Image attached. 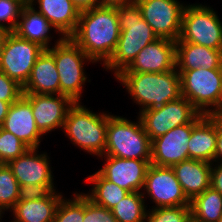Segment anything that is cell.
Returning <instances> with one entry per match:
<instances>
[{
	"instance_id": "1",
	"label": "cell",
	"mask_w": 222,
	"mask_h": 222,
	"mask_svg": "<svg viewBox=\"0 0 222 222\" xmlns=\"http://www.w3.org/2000/svg\"><path fill=\"white\" fill-rule=\"evenodd\" d=\"M120 36L115 5H100L80 12L70 37L95 64L104 65L116 49Z\"/></svg>"
},
{
	"instance_id": "2",
	"label": "cell",
	"mask_w": 222,
	"mask_h": 222,
	"mask_svg": "<svg viewBox=\"0 0 222 222\" xmlns=\"http://www.w3.org/2000/svg\"><path fill=\"white\" fill-rule=\"evenodd\" d=\"M115 7L120 36L115 51L103 65V69L107 72L112 71L114 77L126 69L146 45L158 39L142 18L141 10L134 0Z\"/></svg>"
},
{
	"instance_id": "3",
	"label": "cell",
	"mask_w": 222,
	"mask_h": 222,
	"mask_svg": "<svg viewBox=\"0 0 222 222\" xmlns=\"http://www.w3.org/2000/svg\"><path fill=\"white\" fill-rule=\"evenodd\" d=\"M126 89L139 112L162 107L181 97L177 69L162 73H119L115 78Z\"/></svg>"
},
{
	"instance_id": "4",
	"label": "cell",
	"mask_w": 222,
	"mask_h": 222,
	"mask_svg": "<svg viewBox=\"0 0 222 222\" xmlns=\"http://www.w3.org/2000/svg\"><path fill=\"white\" fill-rule=\"evenodd\" d=\"M109 114L95 113L82 102H75L68 110L62 131L74 146L93 157L103 156Z\"/></svg>"
},
{
	"instance_id": "5",
	"label": "cell",
	"mask_w": 222,
	"mask_h": 222,
	"mask_svg": "<svg viewBox=\"0 0 222 222\" xmlns=\"http://www.w3.org/2000/svg\"><path fill=\"white\" fill-rule=\"evenodd\" d=\"M135 121L110 112L106 134L104 155L151 160V140L144 131L139 117Z\"/></svg>"
},
{
	"instance_id": "6",
	"label": "cell",
	"mask_w": 222,
	"mask_h": 222,
	"mask_svg": "<svg viewBox=\"0 0 222 222\" xmlns=\"http://www.w3.org/2000/svg\"><path fill=\"white\" fill-rule=\"evenodd\" d=\"M48 50L54 55L59 72L60 95L69 96L74 102H81L82 91L88 80L84 68L86 63H95L71 39L59 37Z\"/></svg>"
},
{
	"instance_id": "7",
	"label": "cell",
	"mask_w": 222,
	"mask_h": 222,
	"mask_svg": "<svg viewBox=\"0 0 222 222\" xmlns=\"http://www.w3.org/2000/svg\"><path fill=\"white\" fill-rule=\"evenodd\" d=\"M180 75L181 96L204 115H212L222 98V69L177 70Z\"/></svg>"
},
{
	"instance_id": "8",
	"label": "cell",
	"mask_w": 222,
	"mask_h": 222,
	"mask_svg": "<svg viewBox=\"0 0 222 222\" xmlns=\"http://www.w3.org/2000/svg\"><path fill=\"white\" fill-rule=\"evenodd\" d=\"M205 3L187 4L182 15L181 31L176 42H189L222 50V21Z\"/></svg>"
},
{
	"instance_id": "9",
	"label": "cell",
	"mask_w": 222,
	"mask_h": 222,
	"mask_svg": "<svg viewBox=\"0 0 222 222\" xmlns=\"http://www.w3.org/2000/svg\"><path fill=\"white\" fill-rule=\"evenodd\" d=\"M29 148L23 155L7 163L24 193L57 190L48 153ZM55 185V186H54Z\"/></svg>"
},
{
	"instance_id": "10",
	"label": "cell",
	"mask_w": 222,
	"mask_h": 222,
	"mask_svg": "<svg viewBox=\"0 0 222 222\" xmlns=\"http://www.w3.org/2000/svg\"><path fill=\"white\" fill-rule=\"evenodd\" d=\"M198 114L193 105L181 96L162 107L138 112V117L152 141L177 126L190 123Z\"/></svg>"
},
{
	"instance_id": "11",
	"label": "cell",
	"mask_w": 222,
	"mask_h": 222,
	"mask_svg": "<svg viewBox=\"0 0 222 222\" xmlns=\"http://www.w3.org/2000/svg\"><path fill=\"white\" fill-rule=\"evenodd\" d=\"M44 50L38 43L20 38L11 32L6 38L0 57V70L24 86L37 57Z\"/></svg>"
},
{
	"instance_id": "12",
	"label": "cell",
	"mask_w": 222,
	"mask_h": 222,
	"mask_svg": "<svg viewBox=\"0 0 222 222\" xmlns=\"http://www.w3.org/2000/svg\"><path fill=\"white\" fill-rule=\"evenodd\" d=\"M142 194L155 204L149 209L190 205V200L186 197L171 167L150 164Z\"/></svg>"
},
{
	"instance_id": "13",
	"label": "cell",
	"mask_w": 222,
	"mask_h": 222,
	"mask_svg": "<svg viewBox=\"0 0 222 222\" xmlns=\"http://www.w3.org/2000/svg\"><path fill=\"white\" fill-rule=\"evenodd\" d=\"M142 18L158 38L177 41L181 31L185 4L179 0H134Z\"/></svg>"
},
{
	"instance_id": "14",
	"label": "cell",
	"mask_w": 222,
	"mask_h": 222,
	"mask_svg": "<svg viewBox=\"0 0 222 222\" xmlns=\"http://www.w3.org/2000/svg\"><path fill=\"white\" fill-rule=\"evenodd\" d=\"M198 114L190 123L177 126L151 141V164L172 167L189 159L188 141L193 127L204 117Z\"/></svg>"
},
{
	"instance_id": "15",
	"label": "cell",
	"mask_w": 222,
	"mask_h": 222,
	"mask_svg": "<svg viewBox=\"0 0 222 222\" xmlns=\"http://www.w3.org/2000/svg\"><path fill=\"white\" fill-rule=\"evenodd\" d=\"M31 104L33 117L39 131H62L70 107L75 103L69 96L60 94H23Z\"/></svg>"
},
{
	"instance_id": "16",
	"label": "cell",
	"mask_w": 222,
	"mask_h": 222,
	"mask_svg": "<svg viewBox=\"0 0 222 222\" xmlns=\"http://www.w3.org/2000/svg\"><path fill=\"white\" fill-rule=\"evenodd\" d=\"M99 158L105 160L103 166L98 169L104 178L129 192H142L151 160L125 159L109 155Z\"/></svg>"
},
{
	"instance_id": "17",
	"label": "cell",
	"mask_w": 222,
	"mask_h": 222,
	"mask_svg": "<svg viewBox=\"0 0 222 222\" xmlns=\"http://www.w3.org/2000/svg\"><path fill=\"white\" fill-rule=\"evenodd\" d=\"M176 69V41L158 38L146 45L120 73H162Z\"/></svg>"
},
{
	"instance_id": "18",
	"label": "cell",
	"mask_w": 222,
	"mask_h": 222,
	"mask_svg": "<svg viewBox=\"0 0 222 222\" xmlns=\"http://www.w3.org/2000/svg\"><path fill=\"white\" fill-rule=\"evenodd\" d=\"M63 197L62 192L56 190L24 193L10 210L13 216L10 222H53Z\"/></svg>"
},
{
	"instance_id": "19",
	"label": "cell",
	"mask_w": 222,
	"mask_h": 222,
	"mask_svg": "<svg viewBox=\"0 0 222 222\" xmlns=\"http://www.w3.org/2000/svg\"><path fill=\"white\" fill-rule=\"evenodd\" d=\"M0 127L14 134L29 148H40L44 136L36 126L31 104L23 95L11 104Z\"/></svg>"
},
{
	"instance_id": "20",
	"label": "cell",
	"mask_w": 222,
	"mask_h": 222,
	"mask_svg": "<svg viewBox=\"0 0 222 222\" xmlns=\"http://www.w3.org/2000/svg\"><path fill=\"white\" fill-rule=\"evenodd\" d=\"M63 38H70L77 29L80 10L71 0H29ZM38 5V6H36Z\"/></svg>"
},
{
	"instance_id": "21",
	"label": "cell",
	"mask_w": 222,
	"mask_h": 222,
	"mask_svg": "<svg viewBox=\"0 0 222 222\" xmlns=\"http://www.w3.org/2000/svg\"><path fill=\"white\" fill-rule=\"evenodd\" d=\"M59 72L54 55L44 49L37 57L23 94H60Z\"/></svg>"
},
{
	"instance_id": "22",
	"label": "cell",
	"mask_w": 222,
	"mask_h": 222,
	"mask_svg": "<svg viewBox=\"0 0 222 222\" xmlns=\"http://www.w3.org/2000/svg\"><path fill=\"white\" fill-rule=\"evenodd\" d=\"M51 30L57 33L58 37H62L40 12L27 2L22 8L13 32L20 38L38 43L44 49H49L53 46L51 41L54 37Z\"/></svg>"
},
{
	"instance_id": "23",
	"label": "cell",
	"mask_w": 222,
	"mask_h": 222,
	"mask_svg": "<svg viewBox=\"0 0 222 222\" xmlns=\"http://www.w3.org/2000/svg\"><path fill=\"white\" fill-rule=\"evenodd\" d=\"M211 167L212 163L187 159L171 168L186 197L191 201L195 196L211 187Z\"/></svg>"
},
{
	"instance_id": "24",
	"label": "cell",
	"mask_w": 222,
	"mask_h": 222,
	"mask_svg": "<svg viewBox=\"0 0 222 222\" xmlns=\"http://www.w3.org/2000/svg\"><path fill=\"white\" fill-rule=\"evenodd\" d=\"M217 141V116L205 115L192 129L188 141L189 159L214 162Z\"/></svg>"
},
{
	"instance_id": "25",
	"label": "cell",
	"mask_w": 222,
	"mask_h": 222,
	"mask_svg": "<svg viewBox=\"0 0 222 222\" xmlns=\"http://www.w3.org/2000/svg\"><path fill=\"white\" fill-rule=\"evenodd\" d=\"M222 69V50L189 42H176V69Z\"/></svg>"
},
{
	"instance_id": "26",
	"label": "cell",
	"mask_w": 222,
	"mask_h": 222,
	"mask_svg": "<svg viewBox=\"0 0 222 222\" xmlns=\"http://www.w3.org/2000/svg\"><path fill=\"white\" fill-rule=\"evenodd\" d=\"M85 181L92 183V188L83 194L94 204L109 210L129 193V191L104 178L98 171L88 175Z\"/></svg>"
},
{
	"instance_id": "27",
	"label": "cell",
	"mask_w": 222,
	"mask_h": 222,
	"mask_svg": "<svg viewBox=\"0 0 222 222\" xmlns=\"http://www.w3.org/2000/svg\"><path fill=\"white\" fill-rule=\"evenodd\" d=\"M190 207L195 222H217L222 217V194L210 187L195 196Z\"/></svg>"
},
{
	"instance_id": "28",
	"label": "cell",
	"mask_w": 222,
	"mask_h": 222,
	"mask_svg": "<svg viewBox=\"0 0 222 222\" xmlns=\"http://www.w3.org/2000/svg\"><path fill=\"white\" fill-rule=\"evenodd\" d=\"M142 192H129L112 209L118 222H145L148 206Z\"/></svg>"
},
{
	"instance_id": "29",
	"label": "cell",
	"mask_w": 222,
	"mask_h": 222,
	"mask_svg": "<svg viewBox=\"0 0 222 222\" xmlns=\"http://www.w3.org/2000/svg\"><path fill=\"white\" fill-rule=\"evenodd\" d=\"M24 192L20 188L17 179L11 169L5 164L0 168V210L8 213Z\"/></svg>"
},
{
	"instance_id": "30",
	"label": "cell",
	"mask_w": 222,
	"mask_h": 222,
	"mask_svg": "<svg viewBox=\"0 0 222 222\" xmlns=\"http://www.w3.org/2000/svg\"><path fill=\"white\" fill-rule=\"evenodd\" d=\"M84 194L73 192L71 197H63L57 207L53 222H83Z\"/></svg>"
},
{
	"instance_id": "31",
	"label": "cell",
	"mask_w": 222,
	"mask_h": 222,
	"mask_svg": "<svg viewBox=\"0 0 222 222\" xmlns=\"http://www.w3.org/2000/svg\"><path fill=\"white\" fill-rule=\"evenodd\" d=\"M190 219L191 207L187 205L148 209L145 222H188Z\"/></svg>"
},
{
	"instance_id": "32",
	"label": "cell",
	"mask_w": 222,
	"mask_h": 222,
	"mask_svg": "<svg viewBox=\"0 0 222 222\" xmlns=\"http://www.w3.org/2000/svg\"><path fill=\"white\" fill-rule=\"evenodd\" d=\"M28 149L22 140L0 127V157L6 164L23 155Z\"/></svg>"
},
{
	"instance_id": "33",
	"label": "cell",
	"mask_w": 222,
	"mask_h": 222,
	"mask_svg": "<svg viewBox=\"0 0 222 222\" xmlns=\"http://www.w3.org/2000/svg\"><path fill=\"white\" fill-rule=\"evenodd\" d=\"M26 3L25 0H0V27L13 32Z\"/></svg>"
},
{
	"instance_id": "34",
	"label": "cell",
	"mask_w": 222,
	"mask_h": 222,
	"mask_svg": "<svg viewBox=\"0 0 222 222\" xmlns=\"http://www.w3.org/2000/svg\"><path fill=\"white\" fill-rule=\"evenodd\" d=\"M83 222H118L112 211L94 204L84 195V218Z\"/></svg>"
},
{
	"instance_id": "35",
	"label": "cell",
	"mask_w": 222,
	"mask_h": 222,
	"mask_svg": "<svg viewBox=\"0 0 222 222\" xmlns=\"http://www.w3.org/2000/svg\"><path fill=\"white\" fill-rule=\"evenodd\" d=\"M23 95V86L0 70V100L14 103Z\"/></svg>"
},
{
	"instance_id": "36",
	"label": "cell",
	"mask_w": 222,
	"mask_h": 222,
	"mask_svg": "<svg viewBox=\"0 0 222 222\" xmlns=\"http://www.w3.org/2000/svg\"><path fill=\"white\" fill-rule=\"evenodd\" d=\"M211 187L222 194V163H212Z\"/></svg>"
},
{
	"instance_id": "37",
	"label": "cell",
	"mask_w": 222,
	"mask_h": 222,
	"mask_svg": "<svg viewBox=\"0 0 222 222\" xmlns=\"http://www.w3.org/2000/svg\"><path fill=\"white\" fill-rule=\"evenodd\" d=\"M214 162L222 163V117L217 116V141Z\"/></svg>"
},
{
	"instance_id": "38",
	"label": "cell",
	"mask_w": 222,
	"mask_h": 222,
	"mask_svg": "<svg viewBox=\"0 0 222 222\" xmlns=\"http://www.w3.org/2000/svg\"><path fill=\"white\" fill-rule=\"evenodd\" d=\"M75 6L81 11L100 6L98 0H71Z\"/></svg>"
},
{
	"instance_id": "39",
	"label": "cell",
	"mask_w": 222,
	"mask_h": 222,
	"mask_svg": "<svg viewBox=\"0 0 222 222\" xmlns=\"http://www.w3.org/2000/svg\"><path fill=\"white\" fill-rule=\"evenodd\" d=\"M11 104L0 100V126L2 125Z\"/></svg>"
},
{
	"instance_id": "40",
	"label": "cell",
	"mask_w": 222,
	"mask_h": 222,
	"mask_svg": "<svg viewBox=\"0 0 222 222\" xmlns=\"http://www.w3.org/2000/svg\"><path fill=\"white\" fill-rule=\"evenodd\" d=\"M11 32L3 27H0V57L3 52V47L6 41V38Z\"/></svg>"
},
{
	"instance_id": "41",
	"label": "cell",
	"mask_w": 222,
	"mask_h": 222,
	"mask_svg": "<svg viewBox=\"0 0 222 222\" xmlns=\"http://www.w3.org/2000/svg\"><path fill=\"white\" fill-rule=\"evenodd\" d=\"M100 5H118L131 2L133 0H98Z\"/></svg>"
},
{
	"instance_id": "42",
	"label": "cell",
	"mask_w": 222,
	"mask_h": 222,
	"mask_svg": "<svg viewBox=\"0 0 222 222\" xmlns=\"http://www.w3.org/2000/svg\"><path fill=\"white\" fill-rule=\"evenodd\" d=\"M212 115L222 117V98L219 103L218 109Z\"/></svg>"
},
{
	"instance_id": "43",
	"label": "cell",
	"mask_w": 222,
	"mask_h": 222,
	"mask_svg": "<svg viewBox=\"0 0 222 222\" xmlns=\"http://www.w3.org/2000/svg\"><path fill=\"white\" fill-rule=\"evenodd\" d=\"M6 163L2 160V158L0 157V168H2Z\"/></svg>"
},
{
	"instance_id": "44",
	"label": "cell",
	"mask_w": 222,
	"mask_h": 222,
	"mask_svg": "<svg viewBox=\"0 0 222 222\" xmlns=\"http://www.w3.org/2000/svg\"><path fill=\"white\" fill-rule=\"evenodd\" d=\"M4 215H5V214L0 210V222L3 220L2 218L5 217Z\"/></svg>"
}]
</instances>
